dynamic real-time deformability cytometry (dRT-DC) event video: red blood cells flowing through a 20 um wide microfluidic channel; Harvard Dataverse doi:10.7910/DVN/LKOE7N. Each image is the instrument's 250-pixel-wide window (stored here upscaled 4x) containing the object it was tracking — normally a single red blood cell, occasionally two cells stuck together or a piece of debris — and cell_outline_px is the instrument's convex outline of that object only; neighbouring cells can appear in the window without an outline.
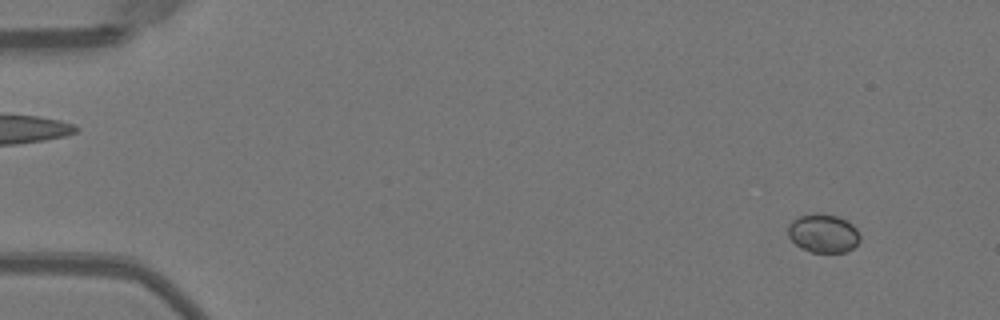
{"species": "Egyptian fruit bat (a non-hibernating species)", "species_latin": "Rousettus aegyptiacus", "temperature_condition": "warm", "stored_images_in_passage": 23, "camera_frame_rate_fps": 3000, "um_per_image_px": 0.085, "animal": {"sex": "female"}, "frame": {"image": 1, "passage_image": 5, "time_ms": 1.333, "image_size_px": [1000, 320], "cell_outline_px": [[860, 240], [848, 252], [812, 252], [800, 248], [788, 236], [788, 224], [792, 220], [800, 216], [816, 212], [820, 212], [836, 216], [848, 220], [856, 228], [860, 236]], "centroid_in_image_um": [69.97, 19.82], "position_along_channel_um": 15.0, "area_um2": 16.36}}
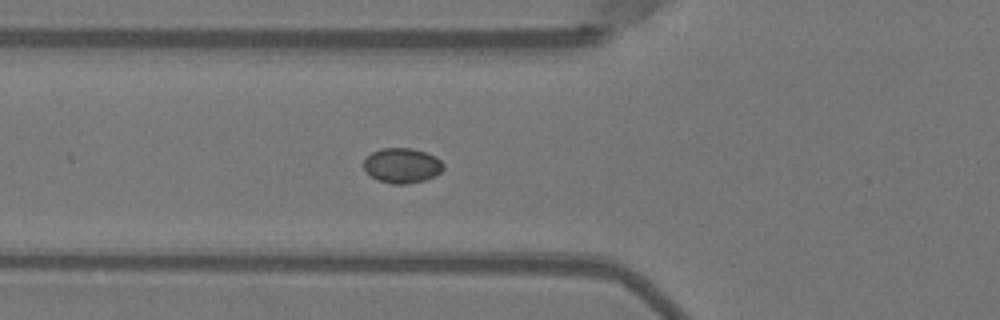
{"frame": {"image": 2, "passage_image": 20, "time_ms": 6.333, "image_size_px": [1000, 320], "cell_outline_px": [[444, 168], [436, 176], [424, 180], [404, 184], [392, 184], [376, 180], [364, 172], [364, 160], [372, 152], [380, 148], [412, 148], [436, 156], [444, 164]], "centroid_in_image_um": [34.16, 14.07], "position_along_channel_um": 91.6, "area_um2": 16.42}}
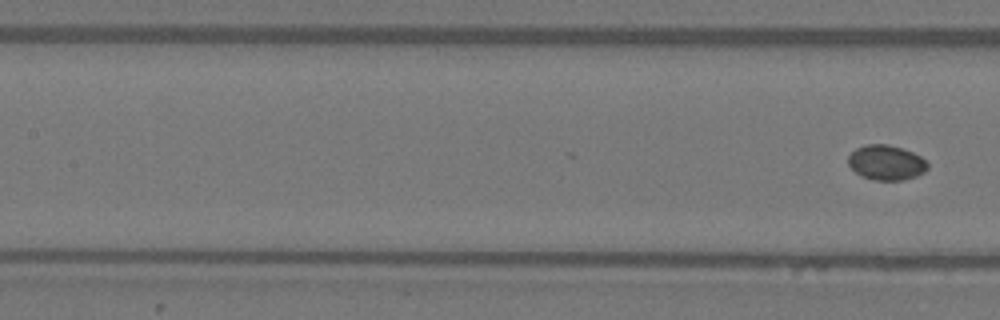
{"frame": {"image": 3, "passage_image": 23, "time_ms": 7.333, "image_size_px": [1000, 320], "cell_outline_px": [[928, 168], [924, 172], [916, 176], [904, 180], [876, 180], [864, 176], [856, 172], [848, 164], [848, 156], [856, 148], [864, 144], [888, 144], [904, 148], [920, 156], [928, 164]], "centroid_in_image_um": [75.34, 13.8], "position_along_channel_um": 132.1, "area_um2": 16.13}}